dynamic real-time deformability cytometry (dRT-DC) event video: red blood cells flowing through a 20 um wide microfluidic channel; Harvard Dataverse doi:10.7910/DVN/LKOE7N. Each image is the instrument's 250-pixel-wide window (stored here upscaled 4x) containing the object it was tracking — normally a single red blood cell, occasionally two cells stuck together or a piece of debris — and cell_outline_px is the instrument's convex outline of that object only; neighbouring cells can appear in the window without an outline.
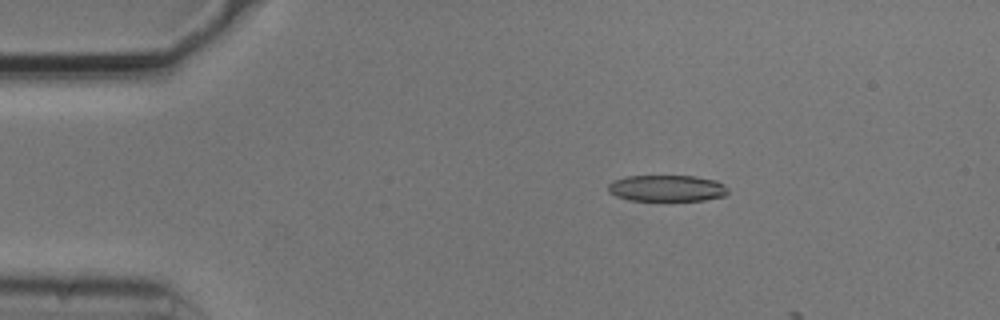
{"species": "common noctule bat (a hibernating species)", "species_latin": "Nyctalus noctula", "temperature_condition": "cold", "stored_images_in_passage": 6, "camera_frame_rate_fps": 3000, "um_per_image_px": 0.085, "animal": {"sex": "male", "body_mass_g": 20.5, "forearm_length_mm": 52.5}, "frame": {"image": 1, "passage_image": 3, "time_ms": 0.667, "image_size_px": [1000, 320], "cell_outline_px": [[728, 192], [724, 196], [704, 200], [628, 200], [616, 196], [608, 192], [608, 184], [612, 180], [624, 176], [696, 176], [716, 180], [724, 184], [728, 188]], "centroid_in_image_um": [56.67, 15.99], "position_along_channel_um": 28.3, "area_um2": 18.55}}